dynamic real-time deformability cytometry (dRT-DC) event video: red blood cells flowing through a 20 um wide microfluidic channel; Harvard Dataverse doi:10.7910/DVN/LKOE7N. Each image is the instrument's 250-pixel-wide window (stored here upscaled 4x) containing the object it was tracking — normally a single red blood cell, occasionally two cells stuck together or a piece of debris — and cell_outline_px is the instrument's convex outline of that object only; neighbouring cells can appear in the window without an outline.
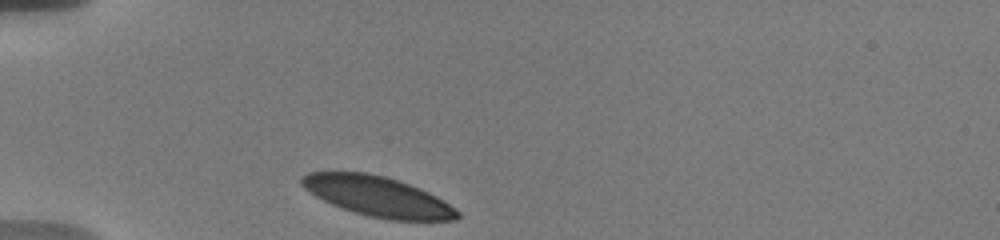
{"species": "human", "species_latin": "Homo sapiens", "temperature_condition": "warm", "stored_images_in_passage": 33, "camera_frame_rate_fps": 3000, "um_per_image_px": 0.085, "donor": {"sex": "male"}, "frame": {"image": 1, "passage_image": 1, "time_ms": 0.0, "image_size_px": [1000, 240], "cell_outline_px": [[460, 216], [456, 220], [392, 220], [368, 216], [332, 204], [316, 196], [304, 188], [300, 184], [300, 180], [308, 172], [364, 172], [384, 176], [408, 184], [428, 192], [436, 196], [456, 208], [460, 212]], "centroid_in_image_um": [32.12, 16.7], "position_along_channel_um": 52.9, "area_um2": 35.84}}
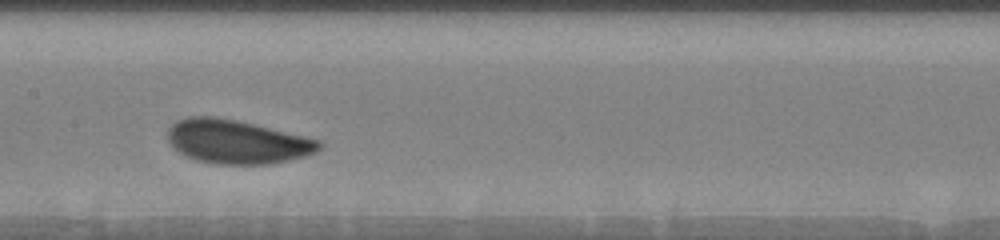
{"frame": {"image": 2, "passage_image": 14, "time_ms": 4.333, "image_size_px": [1000, 240], "cell_outline_px": [[320, 148], [316, 152], [304, 156], [288, 160], [268, 164], [216, 164], [196, 160], [184, 156], [168, 140], [168, 128], [176, 120], [188, 116], [216, 116], [236, 120], [304, 136], [320, 140]], "centroid_in_image_um": [20.1, 12.04], "position_along_channel_um": 187.3, "area_um2": 38.44}}
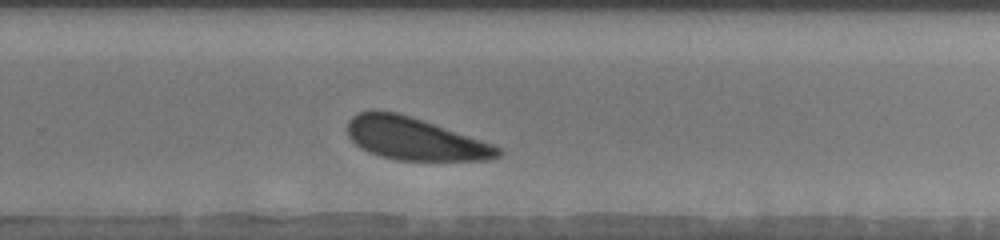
{"frame": {"image": 3, "passage_image": 23, "time_ms": 7.333, "image_size_px": [1000, 240], "cell_outline_px": [[504, 152], [500, 156], [488, 160], [396, 160], [380, 156], [368, 152], [360, 148], [348, 136], [348, 120], [352, 116], [360, 112], [396, 112], [412, 116], [492, 144], [500, 148]], "centroid_in_image_um": [35.26, 11.81], "position_along_channel_um": 294.5, "area_um2": 36.88}, "authors_computed_cell_mechanics": {"area_um2": 38.2636, "velocity_mm_per_s": 3.589, "shape_relaxation_time_tau1_ms": 1.9649, "shape_relaxation_time_tau2_ms": null, "deformation_change_tau1": 0.1132, "deformation_change_tau2": null}}